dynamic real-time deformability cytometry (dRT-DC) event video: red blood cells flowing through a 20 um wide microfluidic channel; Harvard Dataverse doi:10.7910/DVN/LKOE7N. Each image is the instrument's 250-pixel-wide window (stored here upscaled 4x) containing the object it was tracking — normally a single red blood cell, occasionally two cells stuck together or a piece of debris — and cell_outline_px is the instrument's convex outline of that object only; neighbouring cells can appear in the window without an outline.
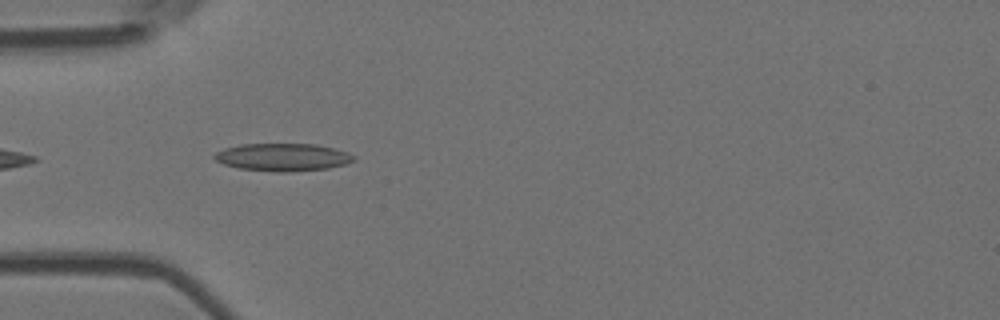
{"species": "Egyptian fruit bat (a non-hibernating species)", "species_latin": "Rousettus aegyptiacus", "temperature_condition": "room temperature", "stored_images_in_passage": 6, "camera_frame_rate_fps": 3000, "um_per_image_px": 0.085, "animal": {"sex": "female"}, "frame": {"image": 1, "passage_image": 3, "time_ms": 0.667, "image_size_px": [1000, 320], "cell_outline_px": [[356, 160], [348, 164], [328, 168], [284, 172], [276, 172], [240, 168], [224, 164], [216, 160], [212, 156], [216, 152], [224, 148], [240, 144], [316, 144], [348, 152], [356, 156]], "centroid_in_image_um": [24.06, 13.35], "position_along_channel_um": 60.9, "area_um2": 22.48}}
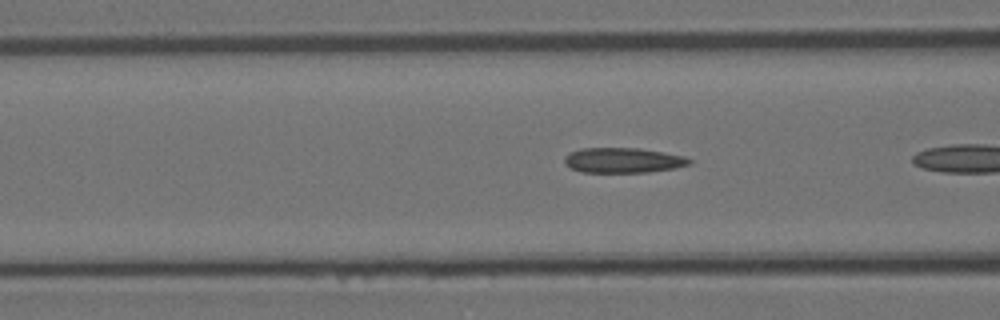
{"frame": {"image": 2, "passage_image": 5, "time_ms": 1.333, "image_size_px": [1000, 320], "cell_outline_px": [[692, 164], [676, 168], [648, 172], [580, 172], [564, 164], [564, 156], [580, 148], [640, 148], [664, 152], [684, 156], [692, 160]], "centroid_in_image_um": [52.98, 13.62], "position_along_channel_um": 113.6, "area_um2": 18.38}}